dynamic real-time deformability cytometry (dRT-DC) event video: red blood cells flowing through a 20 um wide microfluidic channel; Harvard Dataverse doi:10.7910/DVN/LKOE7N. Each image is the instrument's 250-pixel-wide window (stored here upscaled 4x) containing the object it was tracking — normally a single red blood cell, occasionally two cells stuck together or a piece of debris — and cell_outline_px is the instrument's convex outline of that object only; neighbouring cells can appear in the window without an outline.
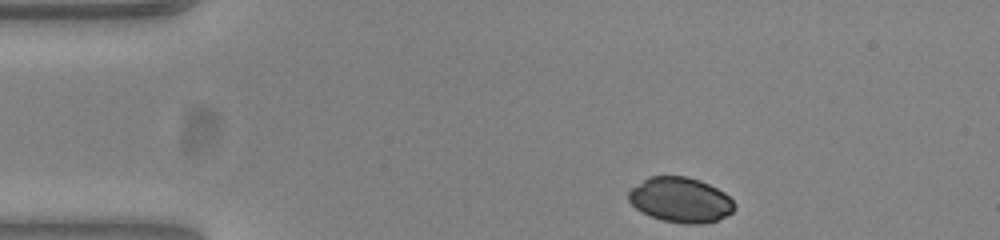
{"species": "common noctule bat (a hibernating species)", "species_latin": "Nyctalus noctula", "temperature_condition": "warm", "stored_images_in_passage": 36, "camera_frame_rate_fps": 3000, "um_per_image_px": 0.085, "animal": {"sex": "female", "body_mass_g": 23.0, "forearm_length_mm": 53.4}, "frame": {"image": 1, "passage_image": 1, "time_ms": 0.0, "image_size_px": [1000, 240], "cell_outline_px": [[736, 208], [732, 212], [716, 220], [700, 224], [684, 224], [660, 220], [640, 212], [628, 200], [628, 192], [632, 188], [648, 176], [688, 176], [700, 180], [724, 192], [736, 204]], "centroid_in_image_um": [57.83, 16.99], "position_along_channel_um": 27.2, "area_um2": 27.92}}
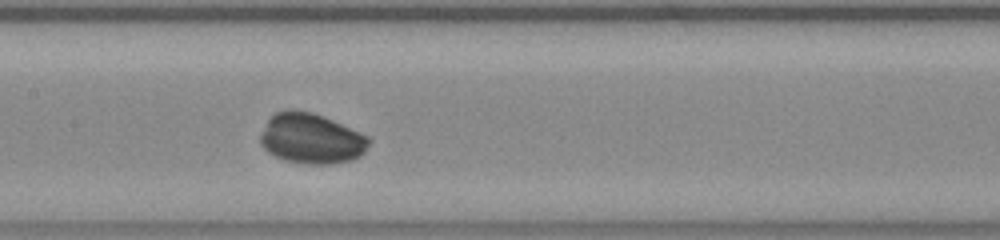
{"frame": {"image": 2, "passage_image": 18, "time_ms": 5.667, "image_size_px": [1000, 240], "cell_outline_px": [[372, 140], [364, 152], [360, 156], [352, 160], [332, 164], [308, 164], [284, 160], [268, 152], [260, 144], [260, 136], [268, 120], [276, 112], [312, 112], [332, 120], [368, 136]], "centroid_in_image_um": [26.49, 11.82], "position_along_channel_um": 180.9, "area_um2": 31.27}}
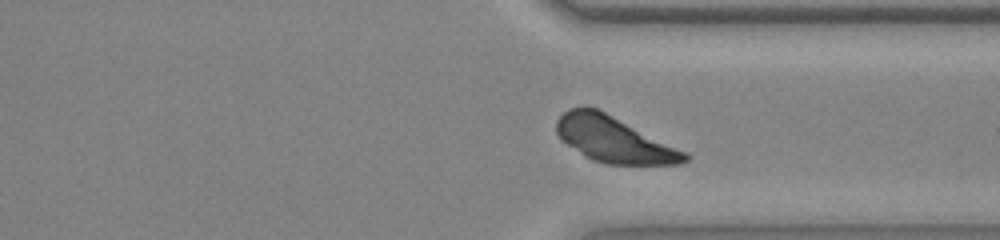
{"frame": {"image": 3, "passage_image": 32, "time_ms": 10.333, "image_size_px": [1000, 240], "cell_outline_px": [[692, 156], [688, 160], [680, 164], [608, 164], [592, 160], [584, 156], [560, 140], [556, 132], [556, 120], [568, 108], [596, 108], [688, 152]], "centroid_in_image_um": [52.2, 11.88], "position_along_channel_um": 359.2, "area_um2": 34.1}}